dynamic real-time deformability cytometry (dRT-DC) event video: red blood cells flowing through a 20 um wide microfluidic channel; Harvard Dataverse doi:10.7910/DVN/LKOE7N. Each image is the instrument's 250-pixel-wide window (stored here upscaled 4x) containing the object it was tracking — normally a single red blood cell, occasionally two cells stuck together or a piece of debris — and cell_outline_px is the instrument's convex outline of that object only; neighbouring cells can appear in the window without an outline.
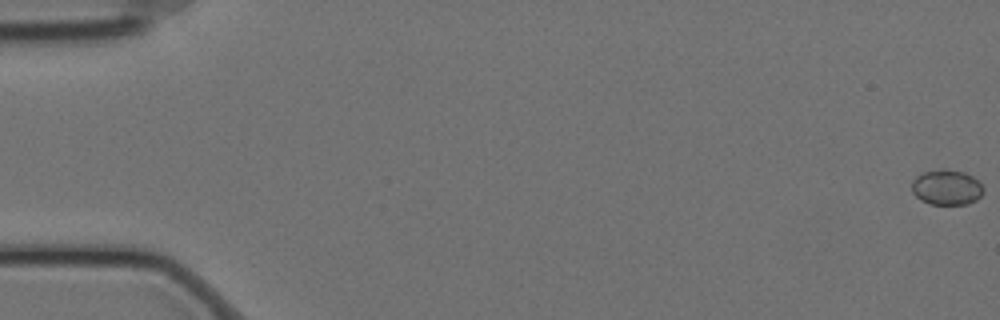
{"species": "Egyptian fruit bat (a non-hibernating species)", "species_latin": "Rousettus aegyptiacus", "temperature_condition": "cold", "stored_images_in_passage": 60, "camera_frame_rate_fps": 3000, "um_per_image_px": 0.085, "animal": {"sex": "female"}, "frame": {"image": 1, "passage_image": 1, "time_ms": 0.0, "image_size_px": [1000, 320], "cell_outline_px": [[984, 192], [976, 200], [968, 204], [928, 204], [920, 200], [912, 192], [912, 180], [916, 176], [924, 172], [940, 168], [944, 168], [964, 172], [972, 176], [984, 188]], "centroid_in_image_um": [80.45, 15.92], "position_along_channel_um": 4.6, "area_um2": 14.85}}
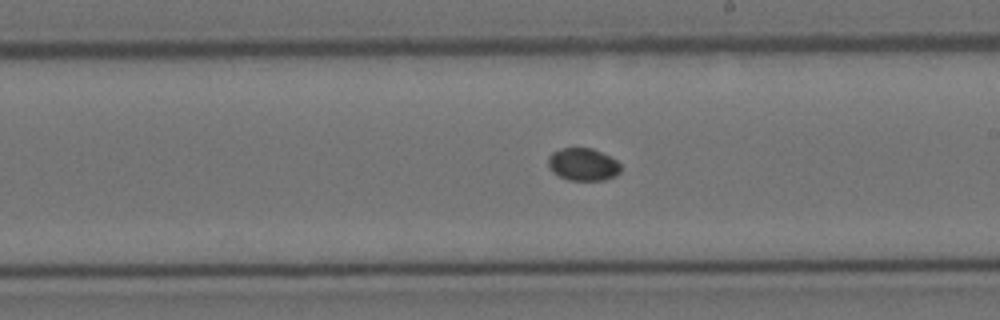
{"frame": {"image": 2, "passage_image": 35, "time_ms": 11.333, "image_size_px": [1000, 320], "cell_outline_px": [[620, 172], [616, 176], [604, 180], [568, 180], [552, 172], [548, 168], [548, 156], [552, 152], [560, 148], [592, 148], [616, 160], [620, 164]], "centroid_in_image_um": [49.53, 13.98], "position_along_channel_um": 239.5, "area_um2": 13.81}}
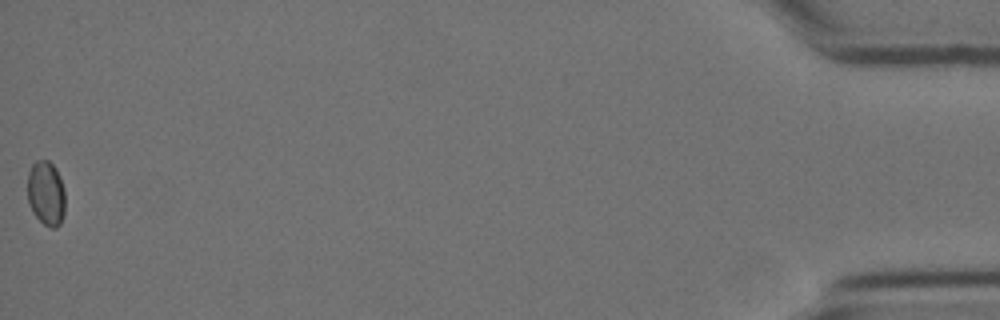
{"frame": {"image": 3, "passage_image": 60, "time_ms": 19.667, "image_size_px": [1000, 320], "cell_outline_px": [[64, 212], [60, 224], [56, 228], [52, 228], [44, 224], [32, 212], [28, 204], [28, 172], [32, 164], [36, 160], [48, 160], [56, 168], [60, 176], [64, 188]], "centroid_in_image_um": [3.91, 16.42], "position_along_channel_um": 431.3, "area_um2": 14.28}}